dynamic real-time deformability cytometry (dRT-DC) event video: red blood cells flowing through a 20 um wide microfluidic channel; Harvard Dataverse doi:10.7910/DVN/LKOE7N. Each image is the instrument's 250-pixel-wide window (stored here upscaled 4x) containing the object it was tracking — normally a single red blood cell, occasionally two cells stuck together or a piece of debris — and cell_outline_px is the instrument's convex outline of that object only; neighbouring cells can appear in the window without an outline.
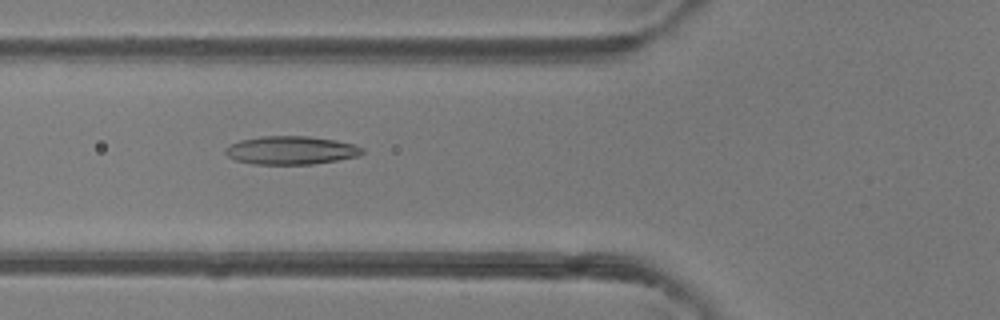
{"species": "common noctule bat (a hibernating species)", "species_latin": "Nyctalus noctula", "temperature_condition": "room temperature", "stored_images_in_passage": 38, "camera_frame_rate_fps": 3000, "um_per_image_px": 0.085, "animal": {"sex": "female"}, "frame": {"image": 1, "passage_image": 8, "time_ms": 2.333, "image_size_px": [1000, 320], "cell_outline_px": [[364, 152], [360, 156], [312, 164], [252, 164], [236, 160], [228, 156], [224, 152], [224, 148], [228, 144], [240, 140], [260, 136], [308, 136], [336, 140], [356, 144], [364, 148]], "centroid_in_image_um": [24.74, 12.77], "position_along_channel_um": 101.1, "area_um2": 22.83}}
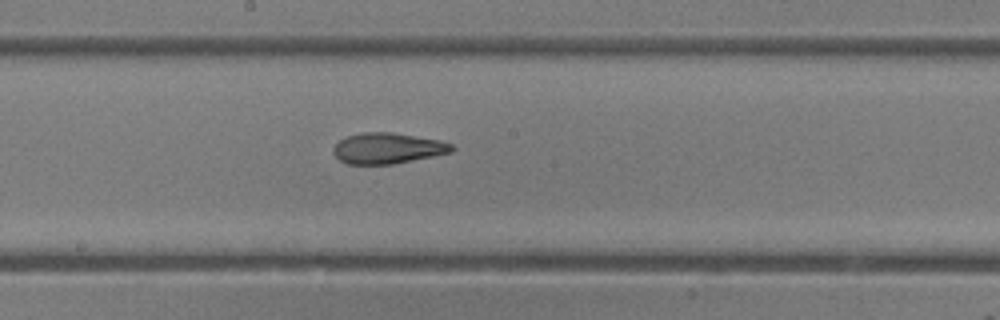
{"frame": {"image": 2, "passage_image": 16, "time_ms": 5.0, "image_size_px": [1000, 320], "cell_outline_px": [[456, 148], [452, 152], [392, 164], [348, 164], [340, 160], [332, 152], [332, 148], [340, 140], [348, 136], [364, 132], [392, 132], [440, 140], [452, 144]], "centroid_in_image_um": [32.95, 12.6], "position_along_channel_um": 215.2, "area_um2": 21.15}}
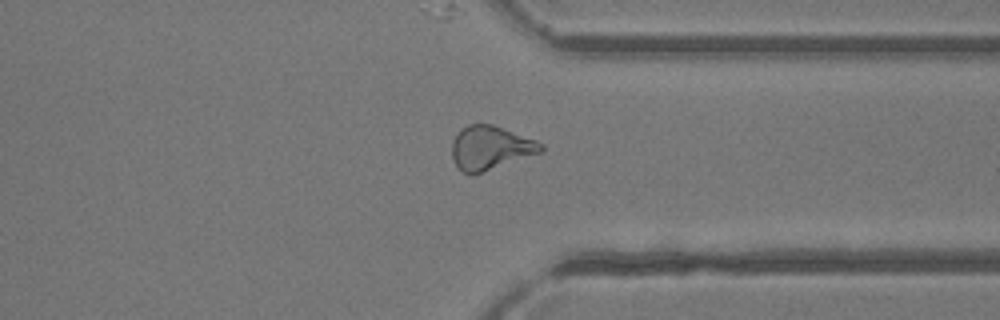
{"frame": {"image": 3, "passage_image": 27, "time_ms": 8.667, "image_size_px": [1000, 320], "cell_outline_px": [[544, 148], [540, 152], [480, 172], [464, 172], [456, 164], [452, 156], [452, 140], [468, 124], [492, 124], [536, 140], [544, 144]], "centroid_in_image_um": [41.69, 12.52], "position_along_channel_um": 369.7, "area_um2": 21.85}, "authors_computed_cell_mechanics": {"area_um2": 21.964, "velocity_mm_per_s": 4.2575, "shape_relaxation_time_tau1_ms": 9.4632, "shape_relaxation_time_tau2_ms": 2.6679, "deformation_change_tau1": 0.2392, "deformation_change_tau2": 0.1057}}